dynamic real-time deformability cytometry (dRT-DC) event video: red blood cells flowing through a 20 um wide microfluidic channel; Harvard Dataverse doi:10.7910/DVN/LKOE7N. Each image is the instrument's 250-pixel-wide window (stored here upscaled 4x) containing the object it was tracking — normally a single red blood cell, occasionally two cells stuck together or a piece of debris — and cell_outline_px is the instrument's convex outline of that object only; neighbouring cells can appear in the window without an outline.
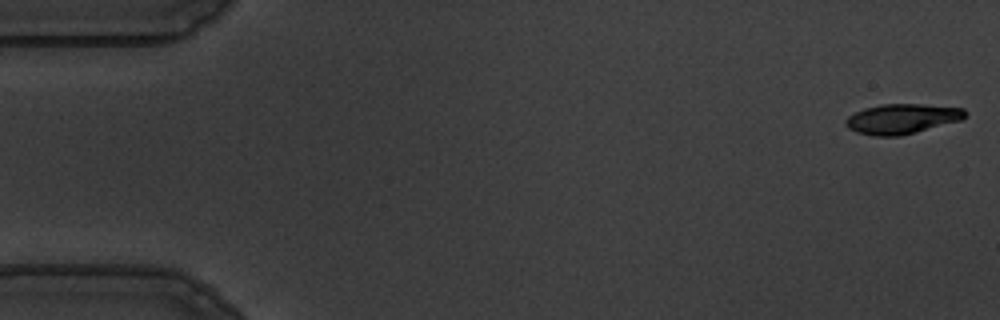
{"species": "common noctule bat (a hibernating species)", "species_latin": "Nyctalus noctula", "temperature_condition": "warm", "stored_images_in_passage": 24, "camera_frame_rate_fps": 3000, "um_per_image_px": 0.085, "animal": {"sex": "male", "body_mass_g": 19.5, "forearm_length_mm": 54.6}, "frame": {"image": 1, "passage_image": 1, "time_ms": 0.0, "image_size_px": [1000, 320], "cell_outline_px": [[968, 112], [960, 120], [916, 132], [900, 136], [876, 136], [856, 132], [848, 128], [844, 124], [844, 120], [848, 116], [864, 108], [880, 104], [920, 104], [964, 108]], "centroid_in_image_um": [76.63, 10.09], "position_along_channel_um": 8.4, "area_um2": 20.81}}
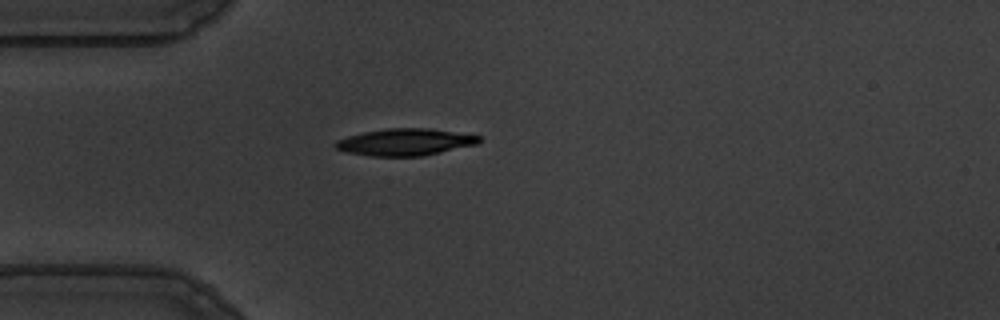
{"frame": {"image": 2, "passage_image": 15, "time_ms": 4.667, "image_size_px": [1000, 320], "cell_outline_px": [[480, 140], [476, 144], [424, 156], [368, 156], [344, 152], [336, 148], [332, 144], [336, 140], [348, 136], [364, 132], [388, 128], [428, 128], [480, 136]], "centroid_in_image_um": [34.37, 12.08], "position_along_channel_um": 50.6, "area_um2": 22.48}}
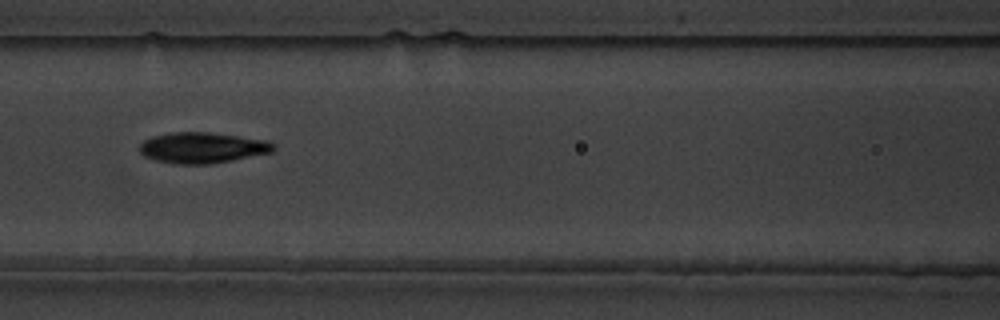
{"frame": {"image": 3, "passage_image": 24, "time_ms": 7.667, "image_size_px": [1000, 320], "cell_outline_px": [[276, 148], [272, 152], [232, 160], [208, 164], [176, 164], [156, 160], [144, 156], [140, 152], [140, 144], [144, 140], [152, 136], [172, 132], [208, 132], [268, 140], [276, 144]], "centroid_in_image_um": [17.22, 12.55], "position_along_channel_um": 149.4, "area_um2": 24.04}}